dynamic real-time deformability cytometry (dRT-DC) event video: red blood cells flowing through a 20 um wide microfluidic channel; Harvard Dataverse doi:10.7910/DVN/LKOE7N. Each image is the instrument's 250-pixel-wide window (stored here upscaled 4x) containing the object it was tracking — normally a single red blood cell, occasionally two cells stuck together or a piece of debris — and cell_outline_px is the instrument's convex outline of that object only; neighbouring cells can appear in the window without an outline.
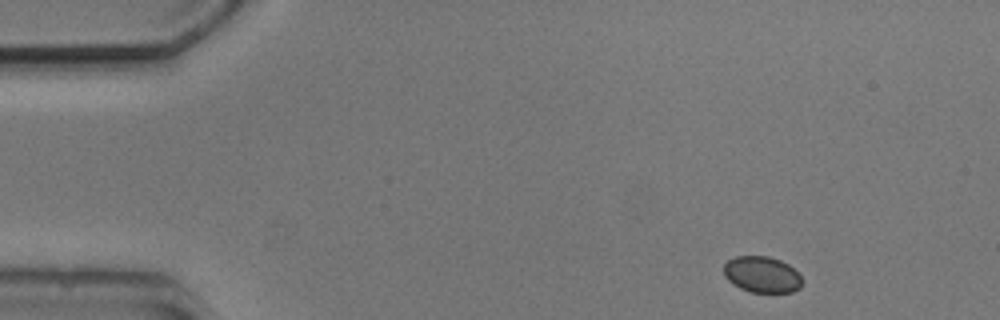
{"species": "common noctule bat (a hibernating species)", "species_latin": "Nyctalus noctula", "temperature_condition": "cold", "stored_images_in_passage": 12, "camera_frame_rate_fps": 3000, "um_per_image_px": 0.085, "animal": {"sex": "male", "body_mass_g": 20.5, "forearm_length_mm": 52.5}, "frame": {"image": 1, "passage_image": 1, "time_ms": 0.0, "image_size_px": [1000, 320], "cell_outline_px": [[804, 280], [800, 288], [792, 292], [752, 292], [740, 288], [732, 284], [724, 276], [724, 264], [728, 260], [736, 256], [768, 256], [780, 260], [788, 264]], "centroid_in_image_um": [64.76, 23.33], "position_along_channel_um": 20.2, "area_um2": 16.59}}
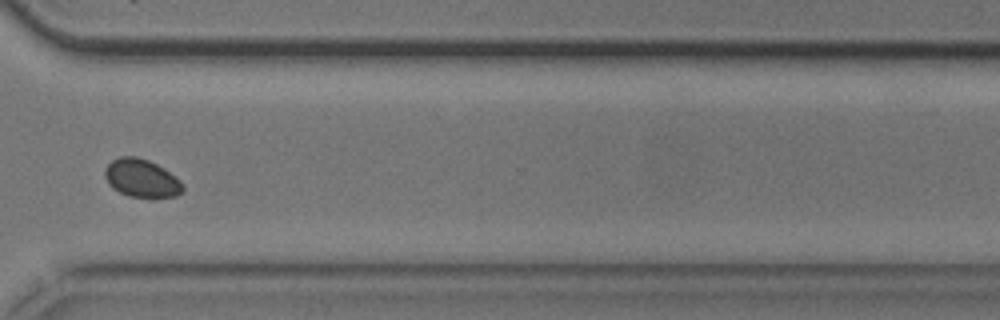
{"frame": {"image": 2, "passage_image": 10, "time_ms": 11.333, "image_size_px": [1000, 320], "cell_outline_px": [[184, 192], [176, 196], [128, 196], [112, 188], [108, 184], [104, 176], [104, 168], [112, 160], [120, 156], [136, 156], [148, 160], [164, 168], [180, 180], [184, 184]], "centroid_in_image_um": [12.02, 15.13], "position_along_channel_um": 358.6, "area_um2": 17.28}}
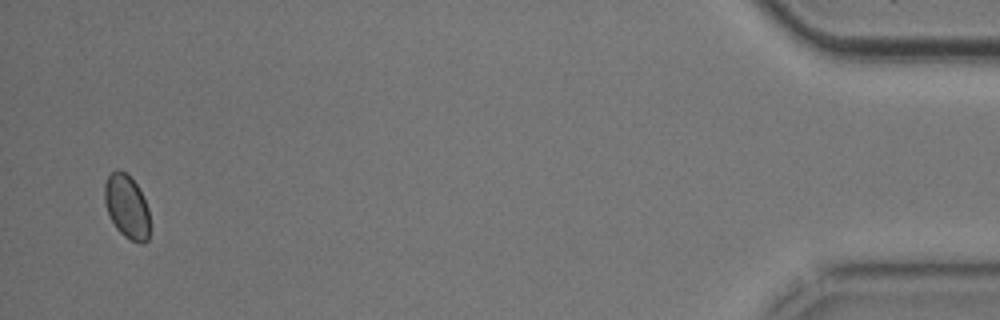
{"frame": {"image": 3, "passage_image": 12, "time_ms": 15.333, "image_size_px": [1000, 320], "cell_outline_px": [[148, 240], [144, 244], [140, 244], [124, 236], [116, 228], [104, 204], [104, 184], [108, 176], [116, 168], [124, 172], [136, 184], [148, 208]], "centroid_in_image_um": [10.75, 17.57], "position_along_channel_um": 424.4, "area_um2": 16.53}}